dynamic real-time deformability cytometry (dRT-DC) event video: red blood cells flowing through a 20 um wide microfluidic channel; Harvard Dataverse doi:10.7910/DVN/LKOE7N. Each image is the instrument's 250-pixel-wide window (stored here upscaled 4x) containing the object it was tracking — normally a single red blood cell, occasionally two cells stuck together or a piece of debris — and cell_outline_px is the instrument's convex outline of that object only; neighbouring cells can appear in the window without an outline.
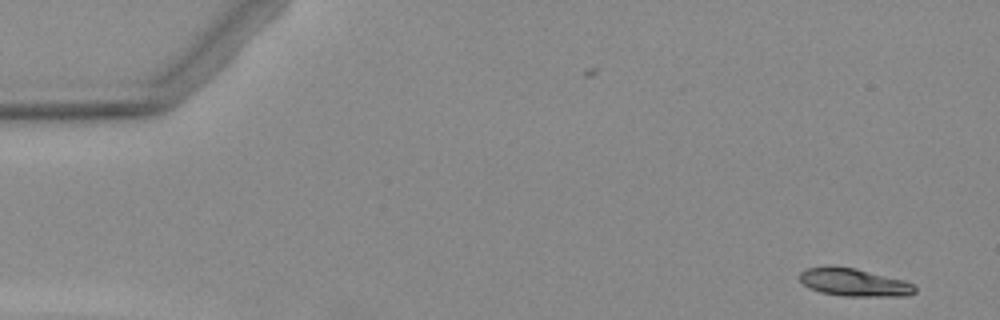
{"species": "Egyptian fruit bat (a non-hibernating species)", "species_latin": "Rousettus aegyptiacus", "temperature_condition": "warm", "stored_images_in_passage": 4, "camera_frame_rate_fps": 3000, "um_per_image_px": 0.085, "animal": {"sex": "female"}, "frame": {"image": 1, "passage_image": 1, "time_ms": 0.0, "image_size_px": [1000, 320], "cell_outline_px": [[916, 292], [908, 296], [844, 296], [820, 292], [808, 288], [800, 280], [800, 272], [808, 268], [852, 268], [904, 280], [912, 284], [916, 288]], "centroid_in_image_um": [72.63, 24.04], "position_along_channel_um": 12.4, "area_um2": 18.09}}